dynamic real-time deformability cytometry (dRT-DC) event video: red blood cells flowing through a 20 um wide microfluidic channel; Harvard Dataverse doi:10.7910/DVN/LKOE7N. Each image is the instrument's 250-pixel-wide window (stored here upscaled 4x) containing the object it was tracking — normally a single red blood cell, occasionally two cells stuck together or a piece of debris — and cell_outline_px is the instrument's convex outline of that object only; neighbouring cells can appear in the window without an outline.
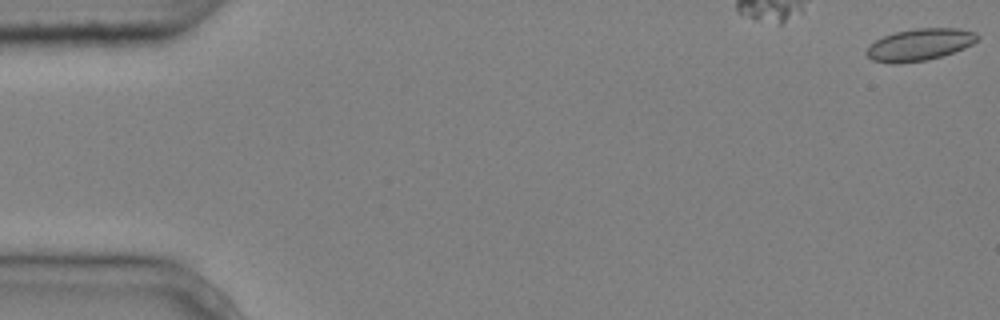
{"species": "common noctule bat (a hibernating species)", "species_latin": "Nyctalus noctula", "temperature_condition": "cold", "stored_images_in_passage": 5, "camera_frame_rate_fps": 3000, "um_per_image_px": 0.085, "animal": {"sex": "male", "body_mass_g": 20.4}, "frame": {"image": 1, "passage_image": 1, "time_ms": 0.0, "image_size_px": [1000, 320], "cell_outline_px": [[980, 36], [972, 44], [964, 48], [940, 56], [924, 60], [900, 64], [892, 64], [872, 60], [864, 52], [868, 44], [884, 36], [896, 32], [916, 28], [960, 28], [976, 32]], "centroid_in_image_um": [78.14, 3.79], "position_along_channel_um": 6.9, "area_um2": 20.69}}
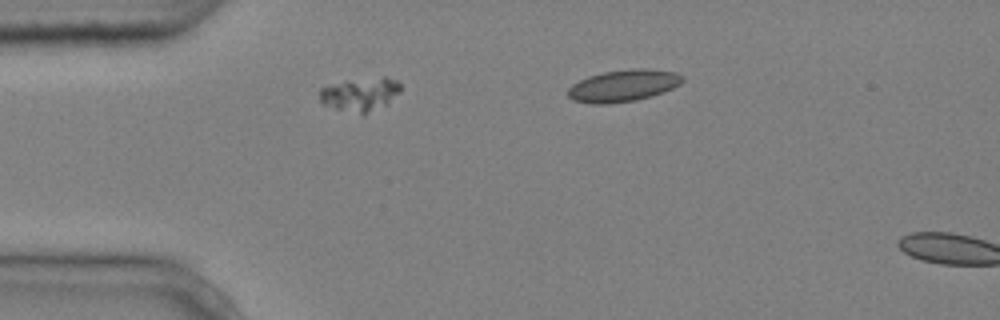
{"frame": {"image": 2, "passage_image": 4, "time_ms": 1.0, "image_size_px": [1000, 320], "cell_outline_px": [[400, 92], [388, 104], [364, 116], [360, 116], [324, 104], [320, 100], [320, 88], [348, 80], [384, 76], [396, 80], [400, 84]], "centroid_in_image_um": [30.66, 8.04], "position_along_channel_um": 54.3, "area_um2": 16.07}}